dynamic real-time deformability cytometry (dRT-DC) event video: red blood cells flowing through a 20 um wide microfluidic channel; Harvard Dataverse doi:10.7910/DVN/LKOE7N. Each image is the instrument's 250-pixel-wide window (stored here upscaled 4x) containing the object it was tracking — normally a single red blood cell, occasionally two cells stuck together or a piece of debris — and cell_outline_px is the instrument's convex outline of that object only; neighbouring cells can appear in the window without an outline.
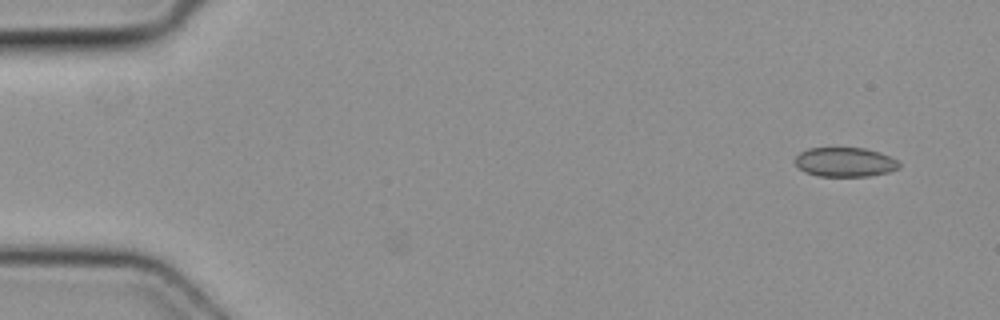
{"species": "common noctule bat (a hibernating species)", "species_latin": "Nyctalus noctula", "temperature_condition": "cold", "stored_images_in_passage": 7, "segment_of_instrument_passage": [1, 2], "camera_frame_rate_fps": 3000, "um_per_image_px": 0.085, "animal": {"sex": "female", "body_mass_g": 19.3, "forearm_length_mm": 54.1}, "frame": {"image": 1, "passage_image": 1, "time_ms": 0.0, "image_size_px": [1000, 320], "cell_outline_px": [[900, 168], [888, 172], [868, 176], [820, 176], [804, 172], [796, 164], [796, 156], [800, 152], [808, 148], [864, 148], [880, 152], [896, 160], [900, 164]], "centroid_in_image_um": [71.82, 13.78], "position_along_channel_um": 13.2, "area_um2": 17.69}}
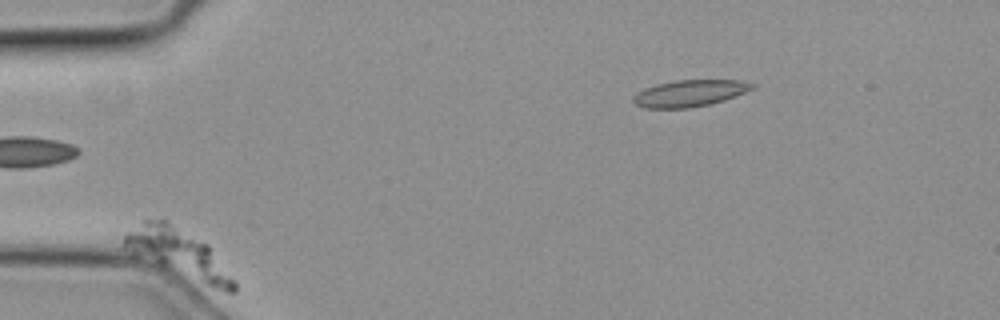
{"frame": {"image": 2, "passage_image": 5, "time_ms": 1.333, "image_size_px": [1000, 320], "cell_outline_px": [[236, 292], [224, 292], [136, 256], [124, 248], [112, 236], [116, 232], [144, 220], [164, 220], [208, 244], [236, 280]], "centroid_in_image_um": [15.01, 21.48], "position_along_channel_um": 70.0, "area_um2": 31.33}}